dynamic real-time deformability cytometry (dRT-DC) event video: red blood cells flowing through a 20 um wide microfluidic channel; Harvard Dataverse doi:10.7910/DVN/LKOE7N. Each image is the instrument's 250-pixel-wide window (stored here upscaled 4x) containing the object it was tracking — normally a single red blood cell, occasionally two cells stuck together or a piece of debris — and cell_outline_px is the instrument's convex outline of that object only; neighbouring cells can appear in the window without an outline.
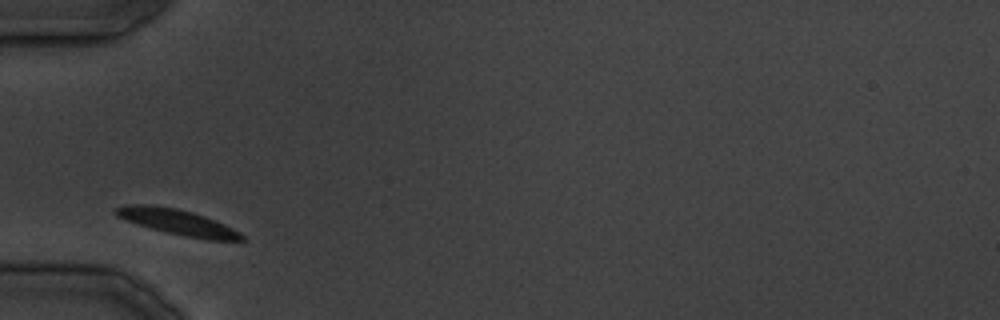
{"species": "common noctule bat (a hibernating species)", "species_latin": "Nyctalus noctula", "temperature_condition": "cold", "stored_images_in_passage": 8, "camera_frame_rate_fps": 3000, "um_per_image_px": 0.085, "animal": {"sex": "male", "body_mass_g": 19.5, "forearm_length_mm": 54.6}, "frame": {"image": 1, "passage_image": 1, "time_ms": 0.0, "image_size_px": [1000, 320], "cell_outline_px": [[244, 240], [208, 240], [184, 236], [164, 232], [116, 216], [112, 212], [116, 208], [128, 204], [152, 204], [176, 208], [192, 212], [204, 216], [224, 224], [240, 232], [244, 236]], "centroid_in_image_um": [15.09, 18.87], "position_along_channel_um": 69.9, "area_um2": 18.61}}
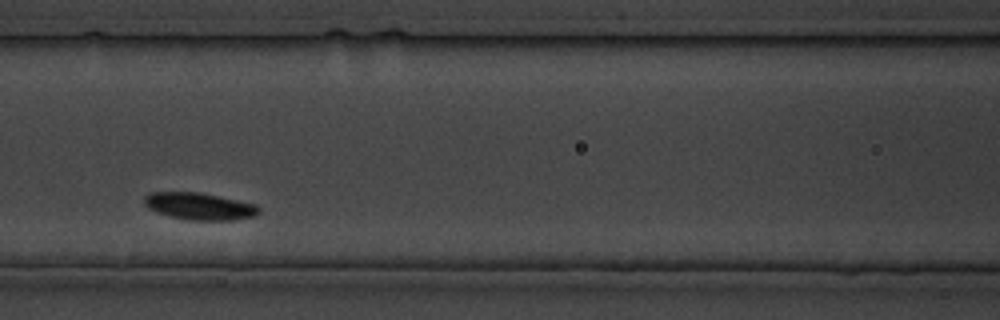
{"frame": {"image": 2, "passage_image": 6, "time_ms": 6.0, "image_size_px": [1000, 320], "cell_outline_px": [[260, 212], [256, 216], [232, 220], [192, 220], [168, 216], [156, 212], [148, 208], [144, 204], [144, 196], [152, 192], [200, 192], [256, 204], [260, 208]], "centroid_in_image_um": [16.96, 17.53], "position_along_channel_um": 149.6, "area_um2": 18.15}}
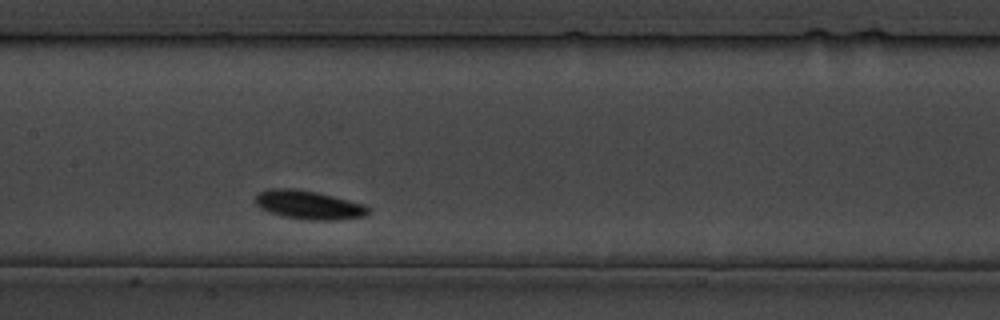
{"frame": {"image": 3, "passage_image": 8, "time_ms": 8.333, "image_size_px": [1000, 320], "cell_outline_px": [[368, 212], [364, 216], [340, 220], [304, 220], [284, 216], [268, 212], [260, 208], [252, 200], [260, 192], [268, 188], [296, 188], [316, 192], [364, 204], [368, 208]], "centroid_in_image_um": [26.18, 17.42], "position_along_channel_um": 181.2, "area_um2": 18.96}}